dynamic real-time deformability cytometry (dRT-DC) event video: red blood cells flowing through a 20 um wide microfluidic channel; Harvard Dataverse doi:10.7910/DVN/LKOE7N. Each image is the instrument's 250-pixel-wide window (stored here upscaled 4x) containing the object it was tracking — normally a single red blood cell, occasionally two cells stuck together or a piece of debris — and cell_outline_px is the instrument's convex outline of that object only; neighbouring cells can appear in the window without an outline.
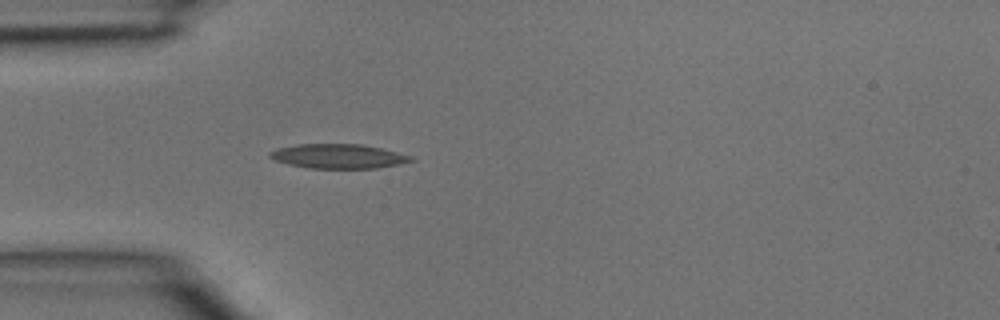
{"species": "common noctule bat (a hibernating species)", "species_latin": "Nyctalus noctula", "temperature_condition": "room temperature", "stored_images_in_passage": 4, "camera_frame_rate_fps": 3000, "um_per_image_px": 0.085, "animal": {"sex": "male", "body_mass_g": 15.6}, "frame": {"image": 1, "passage_image": 4, "time_ms": 1.0, "image_size_px": [1000, 320], "cell_outline_px": [[416, 160], [376, 168], [308, 168], [288, 164], [276, 160], [268, 156], [268, 152], [276, 148], [296, 144], [364, 144], [412, 156]], "centroid_in_image_um": [28.71, 13.27], "position_along_channel_um": 56.3, "area_um2": 20.0}}